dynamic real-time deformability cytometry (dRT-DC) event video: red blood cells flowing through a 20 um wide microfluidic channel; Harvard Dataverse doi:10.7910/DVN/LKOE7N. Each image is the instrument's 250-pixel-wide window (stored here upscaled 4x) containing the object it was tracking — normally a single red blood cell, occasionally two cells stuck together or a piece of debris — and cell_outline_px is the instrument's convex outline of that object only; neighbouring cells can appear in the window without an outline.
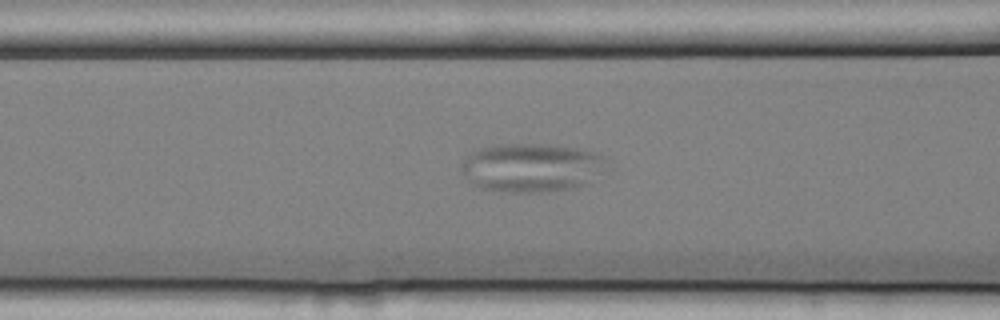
{"species": "common noctule bat (a hibernating species)", "species_latin": "Nyctalus noctula", "temperature_condition": "cold", "stored_images_in_passage": 54, "camera_frame_rate_fps": 3000, "um_per_image_px": 0.085, "animal": {"sex": "female", "body_mass_g": 25.1}, "frame": {"image": 1, "passage_image": 21, "time_ms": 6.667, "image_size_px": [1000, 320], "cell_outline_px": [[604, 160], [584, 184], [576, 188], [540, 192], [512, 192], [480, 188], [472, 184], [468, 180], [460, 168], [460, 164], [472, 152], [484, 148], [500, 144], [532, 144], [588, 148], [604, 156]], "centroid_in_image_um": [45.09, 14.23], "position_along_channel_um": 121.5, "area_um2": 40.34}}
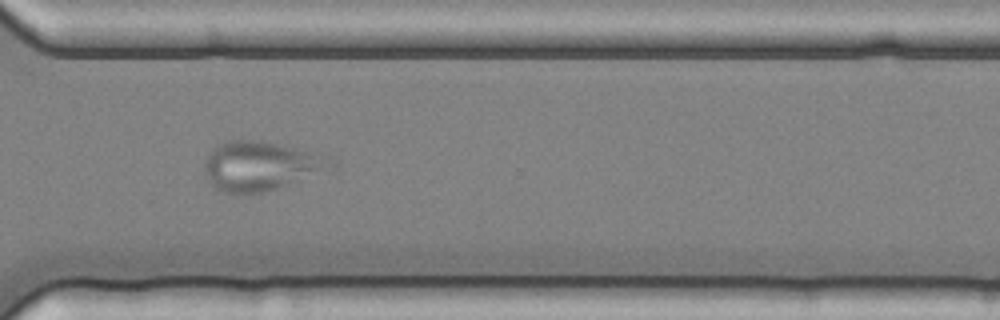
{"frame": {"image": 2, "passage_image": 40, "time_ms": 13.0, "image_size_px": [1000, 320], "cell_outline_px": [[336, 168], [276, 188], [260, 192], [224, 192], [216, 188], [212, 184], [204, 172], [204, 160], [212, 148], [216, 144], [232, 140], [260, 140], [320, 152], [332, 156], [336, 164]], "centroid_in_image_um": [22.24, 14.06], "position_along_channel_um": 348.4, "area_um2": 36.59}}
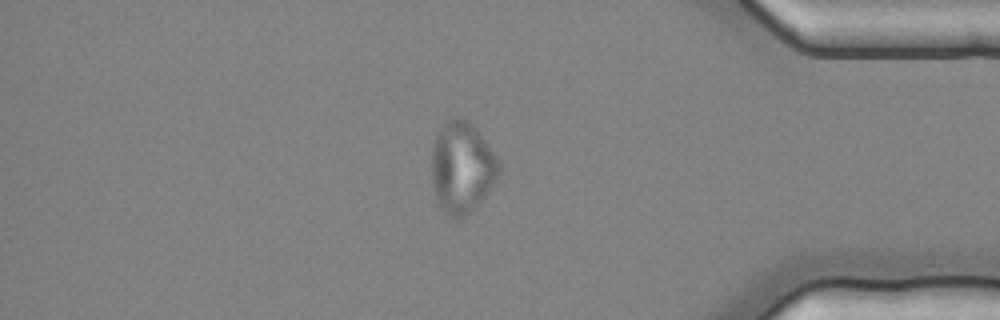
{"frame": {"image": 3, "passage_image": 46, "time_ms": 15.0, "image_size_px": [1000, 320], "cell_outline_px": [[500, 172], [476, 208], [472, 212], [456, 220], [444, 216], [436, 204], [432, 188], [432, 140], [440, 124], [444, 120], [452, 116], [456, 116], [472, 124], [476, 128], [496, 156], [500, 164]], "centroid_in_image_um": [39.2, 14.25], "position_along_channel_um": 396.0, "area_um2": 36.7}}